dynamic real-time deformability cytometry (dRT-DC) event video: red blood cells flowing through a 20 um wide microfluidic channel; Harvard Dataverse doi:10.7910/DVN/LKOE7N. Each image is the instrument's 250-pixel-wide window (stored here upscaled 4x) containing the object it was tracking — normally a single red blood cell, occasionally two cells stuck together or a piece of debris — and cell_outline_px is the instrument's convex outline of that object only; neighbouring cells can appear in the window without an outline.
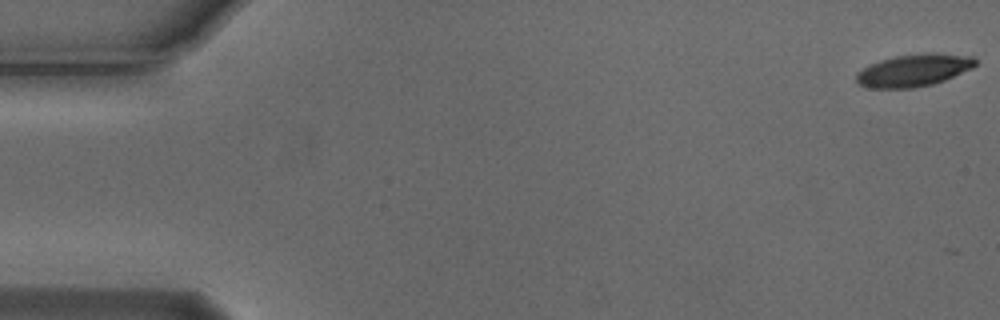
{"species": "Egyptian fruit bat (a non-hibernating species)", "species_latin": "Rousettus aegyptiacus", "temperature_condition": "cold", "stored_images_in_passage": 6, "camera_frame_rate_fps": 3000, "um_per_image_px": 0.085, "animal": {"sex": "male"}, "frame": {"image": 1, "passage_image": 2, "time_ms": 0.333, "image_size_px": [1000, 320], "cell_outline_px": [[976, 64], [972, 68], [944, 80], [932, 84], [912, 88], [868, 88], [860, 84], [856, 80], [856, 72], [868, 64], [880, 60], [896, 56], [928, 52], [936, 52], [976, 56]], "centroid_in_image_um": [77.67, 5.95], "position_along_channel_um": 7.3, "area_um2": 22.66}}